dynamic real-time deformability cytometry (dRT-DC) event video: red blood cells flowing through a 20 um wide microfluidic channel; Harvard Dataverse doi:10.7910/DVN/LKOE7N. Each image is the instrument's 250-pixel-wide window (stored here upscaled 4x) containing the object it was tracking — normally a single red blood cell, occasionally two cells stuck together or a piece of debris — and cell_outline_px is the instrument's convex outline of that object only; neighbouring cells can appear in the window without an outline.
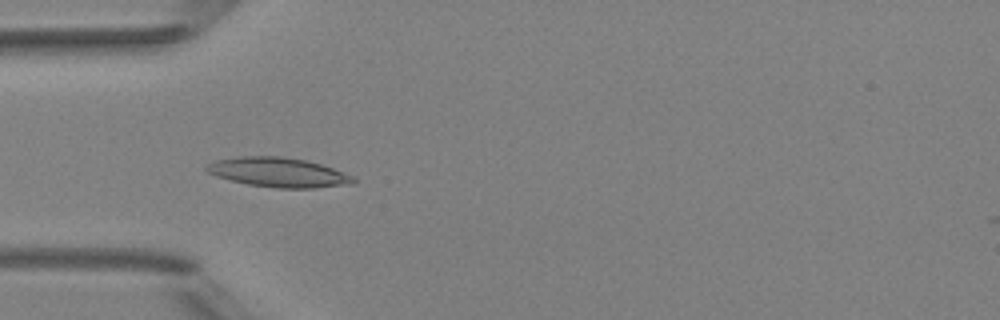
{"species": "Egyptian fruit bat (a non-hibernating species)", "species_latin": "Rousettus aegyptiacus", "temperature_condition": "room temperature", "stored_images_in_passage": 6, "camera_frame_rate_fps": 3000, "um_per_image_px": 0.085, "animal": {"sex": "female"}, "frame": {"image": 1, "passage_image": 4, "time_ms": 4.0, "image_size_px": [1000, 320], "cell_outline_px": [[356, 180], [352, 184], [312, 188], [276, 188], [248, 184], [216, 176], [208, 172], [204, 168], [208, 164], [216, 160], [240, 156], [280, 156], [304, 160], [320, 164], [332, 168], [352, 176]], "centroid_in_image_um": [23.64, 14.65], "position_along_channel_um": 61.4, "area_um2": 24.97}}
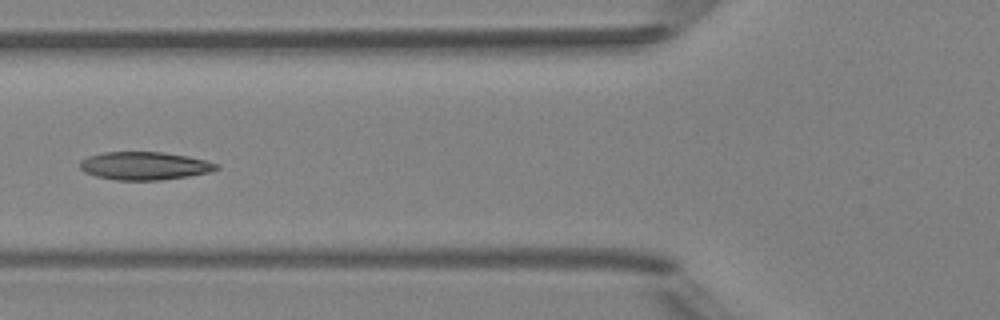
{"frame": {"image": 2, "passage_image": 5, "time_ms": 5.333, "image_size_px": [1000, 320], "cell_outline_px": [[220, 168], [208, 172], [188, 176], [160, 180], [116, 180], [96, 176], [84, 172], [80, 168], [80, 160], [88, 156], [104, 152], [164, 152], [188, 156], [220, 164]], "centroid_in_image_um": [12.28, 14.09], "position_along_channel_um": 113.5, "area_um2": 22.31}}
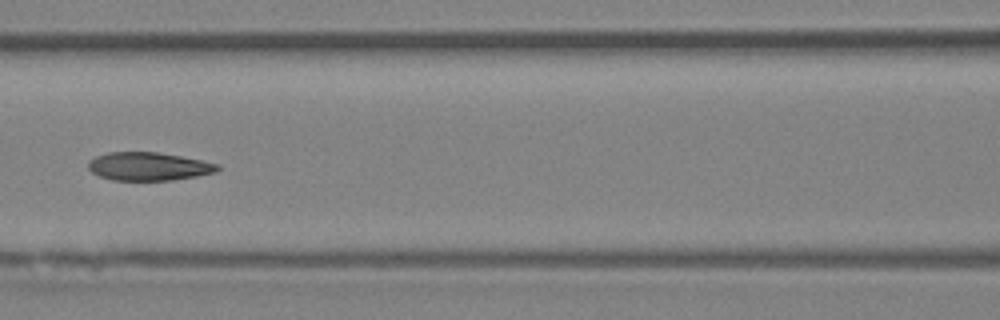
{"frame": {"image": 3, "passage_image": 6, "time_ms": 6.333, "image_size_px": [1000, 320], "cell_outline_px": [[220, 168], [216, 172], [196, 176], [172, 180], [112, 180], [100, 176], [92, 172], [88, 168], [88, 160], [96, 156], [108, 152], [156, 152], [180, 156], [220, 164]], "centroid_in_image_um": [12.62, 14.14], "position_along_channel_um": 154.0, "area_um2": 21.21}}